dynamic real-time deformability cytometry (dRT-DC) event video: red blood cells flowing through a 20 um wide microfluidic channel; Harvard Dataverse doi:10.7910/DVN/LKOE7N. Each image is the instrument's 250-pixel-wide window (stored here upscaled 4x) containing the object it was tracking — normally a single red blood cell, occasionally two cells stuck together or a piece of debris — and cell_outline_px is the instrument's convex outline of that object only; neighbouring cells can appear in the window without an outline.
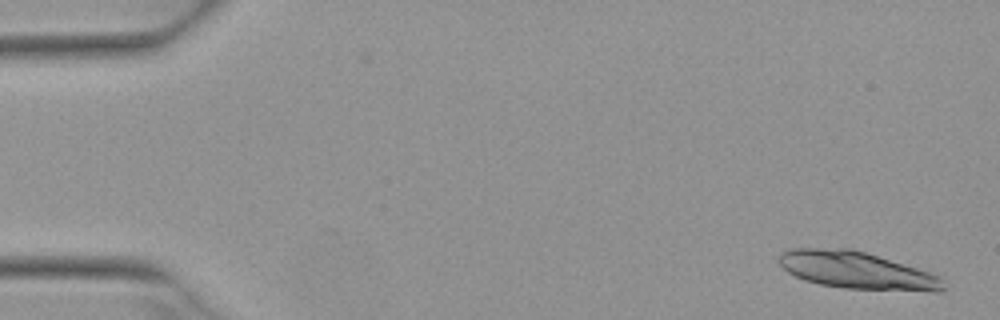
{"species": "Egyptian fruit bat (a non-hibernating species)", "species_latin": "Rousettus aegyptiacus", "temperature_condition": "warm", "stored_images_in_passage": 4, "camera_frame_rate_fps": 3000, "um_per_image_px": 0.085, "animal": {"sex": "female"}, "frame": {"image": 1, "passage_image": 1, "time_ms": 0.0, "image_size_px": [1000, 320], "cell_outline_px": [[944, 288], [940, 292], [932, 292], [840, 288], [820, 284], [804, 280], [788, 272], [780, 264], [780, 252], [792, 248], [852, 248], [916, 268], [940, 276]], "centroid_in_image_um": [72.81, 22.99], "position_along_channel_um": 12.2, "area_um2": 35.55}}